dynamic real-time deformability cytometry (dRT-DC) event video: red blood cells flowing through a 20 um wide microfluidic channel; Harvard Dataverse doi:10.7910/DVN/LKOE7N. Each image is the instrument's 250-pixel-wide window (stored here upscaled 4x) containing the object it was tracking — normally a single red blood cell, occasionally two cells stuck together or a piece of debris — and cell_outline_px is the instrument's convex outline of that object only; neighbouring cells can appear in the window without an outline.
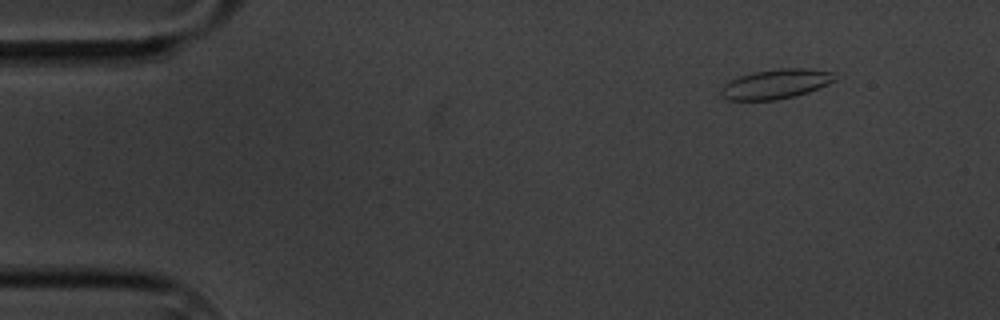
{"species": "common noctule bat (a hibernating species)", "species_latin": "Nyctalus noctula", "temperature_condition": "cold", "stored_images_in_passage": 15, "camera_frame_rate_fps": 3000, "um_per_image_px": 0.085, "animal": {"sex": "male", "body_mass_g": 20.1, "forearm_length_mm": 53.5}, "frame": {"image": 1, "passage_image": 2, "time_ms": 1.333, "image_size_px": [1000, 320], "cell_outline_px": [[836, 80], [828, 84], [808, 92], [776, 100], [728, 100], [720, 92], [724, 84], [740, 76], [756, 72], [780, 68], [808, 68], [832, 72]], "centroid_in_image_um": [65.96, 7.14], "position_along_channel_um": 19.0, "area_um2": 19.31}}
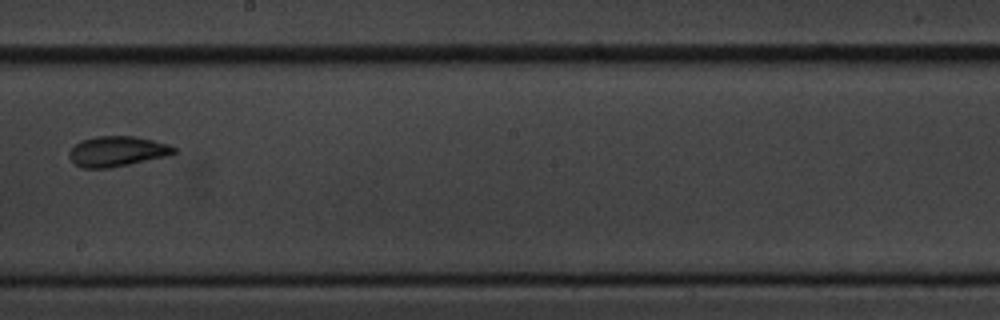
{"frame": {"image": 2, "passage_image": 9, "time_ms": 10.333, "image_size_px": [1000, 320], "cell_outline_px": [[176, 152], [164, 156], [128, 164], [108, 168], [84, 168], [76, 164], [68, 156], [68, 152], [76, 144], [84, 140], [96, 136], [136, 136], [168, 144], [176, 148]], "centroid_in_image_um": [9.94, 12.85], "position_along_channel_um": 238.3, "area_um2": 18.09}}
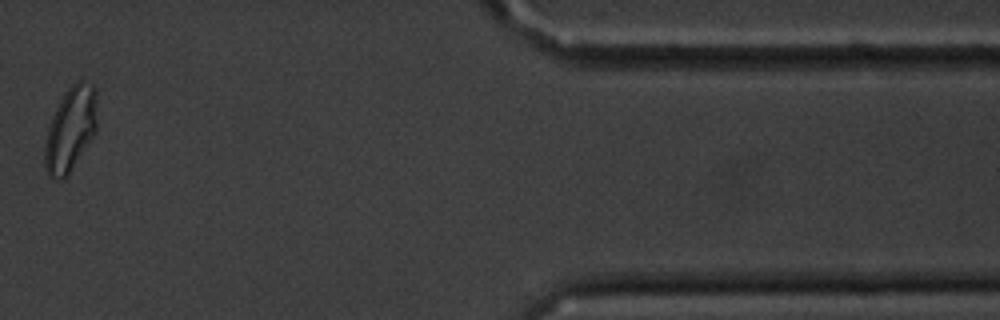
{"frame": {"image": 3, "passage_image": 14, "time_ms": 16.667, "image_size_px": [1000, 320], "cell_outline_px": [[96, 132], [68, 176], [60, 180], [56, 180], [48, 176], [44, 168], [44, 144], [48, 128], [56, 108], [64, 92], [76, 80], [80, 80], [92, 84], [96, 88]], "centroid_in_image_um": [5.98, 11.01], "position_along_channel_um": 405.4, "area_um2": 26.01}, "authors_computed_cell_mechanics": {"area_um2": 18.785, "velocity_mm_per_s": 3.3889, "shape_relaxation_time_tau1_ms": 4.0324, "shape_relaxation_time_tau2_ms": 1.4711, "deformation_change_tau1": 0.1134, "deformation_change_tau2": 0.067}}